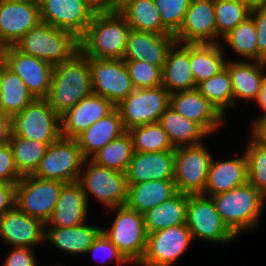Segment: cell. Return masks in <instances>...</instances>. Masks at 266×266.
Wrapping results in <instances>:
<instances>
[{"label":"cell","mask_w":266,"mask_h":266,"mask_svg":"<svg viewBox=\"0 0 266 266\" xmlns=\"http://www.w3.org/2000/svg\"><path fill=\"white\" fill-rule=\"evenodd\" d=\"M130 30L120 12L95 14L80 37V52L88 58L123 59Z\"/></svg>","instance_id":"obj_1"},{"label":"cell","mask_w":266,"mask_h":266,"mask_svg":"<svg viewBox=\"0 0 266 266\" xmlns=\"http://www.w3.org/2000/svg\"><path fill=\"white\" fill-rule=\"evenodd\" d=\"M92 92L89 58L79 52L72 60L54 66L46 99L61 116Z\"/></svg>","instance_id":"obj_2"},{"label":"cell","mask_w":266,"mask_h":266,"mask_svg":"<svg viewBox=\"0 0 266 266\" xmlns=\"http://www.w3.org/2000/svg\"><path fill=\"white\" fill-rule=\"evenodd\" d=\"M14 46L25 54L56 66L72 60L80 52V38L73 32L54 28L41 21Z\"/></svg>","instance_id":"obj_3"},{"label":"cell","mask_w":266,"mask_h":266,"mask_svg":"<svg viewBox=\"0 0 266 266\" xmlns=\"http://www.w3.org/2000/svg\"><path fill=\"white\" fill-rule=\"evenodd\" d=\"M211 197L222 221L236 236L256 227L266 198L249 182Z\"/></svg>","instance_id":"obj_4"},{"label":"cell","mask_w":266,"mask_h":266,"mask_svg":"<svg viewBox=\"0 0 266 266\" xmlns=\"http://www.w3.org/2000/svg\"><path fill=\"white\" fill-rule=\"evenodd\" d=\"M111 209H117L114 222L110 230L102 228L101 231L128 262L138 265L144 257L148 239L143 214L126 205Z\"/></svg>","instance_id":"obj_5"},{"label":"cell","mask_w":266,"mask_h":266,"mask_svg":"<svg viewBox=\"0 0 266 266\" xmlns=\"http://www.w3.org/2000/svg\"><path fill=\"white\" fill-rule=\"evenodd\" d=\"M12 134L39 142H54L62 136L61 116L46 98H35L11 118Z\"/></svg>","instance_id":"obj_6"},{"label":"cell","mask_w":266,"mask_h":266,"mask_svg":"<svg viewBox=\"0 0 266 266\" xmlns=\"http://www.w3.org/2000/svg\"><path fill=\"white\" fill-rule=\"evenodd\" d=\"M84 161L76 139L61 136L47 147L45 155L32 175L63 183L76 182Z\"/></svg>","instance_id":"obj_7"},{"label":"cell","mask_w":266,"mask_h":266,"mask_svg":"<svg viewBox=\"0 0 266 266\" xmlns=\"http://www.w3.org/2000/svg\"><path fill=\"white\" fill-rule=\"evenodd\" d=\"M89 160L85 159L78 179L86 200L91 194L108 208L125 205L128 192L126 173L101 167Z\"/></svg>","instance_id":"obj_8"},{"label":"cell","mask_w":266,"mask_h":266,"mask_svg":"<svg viewBox=\"0 0 266 266\" xmlns=\"http://www.w3.org/2000/svg\"><path fill=\"white\" fill-rule=\"evenodd\" d=\"M170 104V93L161 85L132 91L116 108L124 128L128 131L136 126L159 122Z\"/></svg>","instance_id":"obj_9"},{"label":"cell","mask_w":266,"mask_h":266,"mask_svg":"<svg viewBox=\"0 0 266 266\" xmlns=\"http://www.w3.org/2000/svg\"><path fill=\"white\" fill-rule=\"evenodd\" d=\"M65 183L57 180L24 175L16 184L15 205L31 217L45 224L51 218L62 187Z\"/></svg>","instance_id":"obj_10"},{"label":"cell","mask_w":266,"mask_h":266,"mask_svg":"<svg viewBox=\"0 0 266 266\" xmlns=\"http://www.w3.org/2000/svg\"><path fill=\"white\" fill-rule=\"evenodd\" d=\"M212 158L202 143L175 147L174 181L178 192L203 194Z\"/></svg>","instance_id":"obj_11"},{"label":"cell","mask_w":266,"mask_h":266,"mask_svg":"<svg viewBox=\"0 0 266 266\" xmlns=\"http://www.w3.org/2000/svg\"><path fill=\"white\" fill-rule=\"evenodd\" d=\"M186 224L192 238L229 243L237 237L222 221L212 197L204 194L188 195Z\"/></svg>","instance_id":"obj_12"},{"label":"cell","mask_w":266,"mask_h":266,"mask_svg":"<svg viewBox=\"0 0 266 266\" xmlns=\"http://www.w3.org/2000/svg\"><path fill=\"white\" fill-rule=\"evenodd\" d=\"M92 91L117 106L135 90L123 59L89 58Z\"/></svg>","instance_id":"obj_13"},{"label":"cell","mask_w":266,"mask_h":266,"mask_svg":"<svg viewBox=\"0 0 266 266\" xmlns=\"http://www.w3.org/2000/svg\"><path fill=\"white\" fill-rule=\"evenodd\" d=\"M192 239L187 224L149 233L147 248L139 265L171 266L186 250Z\"/></svg>","instance_id":"obj_14"},{"label":"cell","mask_w":266,"mask_h":266,"mask_svg":"<svg viewBox=\"0 0 266 266\" xmlns=\"http://www.w3.org/2000/svg\"><path fill=\"white\" fill-rule=\"evenodd\" d=\"M4 62L25 82L34 98H47L53 65L43 59L21 52L14 45L5 47Z\"/></svg>","instance_id":"obj_15"},{"label":"cell","mask_w":266,"mask_h":266,"mask_svg":"<svg viewBox=\"0 0 266 266\" xmlns=\"http://www.w3.org/2000/svg\"><path fill=\"white\" fill-rule=\"evenodd\" d=\"M36 3L40 6L42 22L73 32L79 38L95 15L84 0H36Z\"/></svg>","instance_id":"obj_16"},{"label":"cell","mask_w":266,"mask_h":266,"mask_svg":"<svg viewBox=\"0 0 266 266\" xmlns=\"http://www.w3.org/2000/svg\"><path fill=\"white\" fill-rule=\"evenodd\" d=\"M40 19V6L36 2L0 0V41L14 45Z\"/></svg>","instance_id":"obj_17"},{"label":"cell","mask_w":266,"mask_h":266,"mask_svg":"<svg viewBox=\"0 0 266 266\" xmlns=\"http://www.w3.org/2000/svg\"><path fill=\"white\" fill-rule=\"evenodd\" d=\"M177 43H218L214 0H191L184 21L174 35Z\"/></svg>","instance_id":"obj_18"},{"label":"cell","mask_w":266,"mask_h":266,"mask_svg":"<svg viewBox=\"0 0 266 266\" xmlns=\"http://www.w3.org/2000/svg\"><path fill=\"white\" fill-rule=\"evenodd\" d=\"M116 106L96 93H90L61 115L63 137L75 139L96 121L111 113Z\"/></svg>","instance_id":"obj_19"},{"label":"cell","mask_w":266,"mask_h":266,"mask_svg":"<svg viewBox=\"0 0 266 266\" xmlns=\"http://www.w3.org/2000/svg\"><path fill=\"white\" fill-rule=\"evenodd\" d=\"M45 226L42 220L27 215L15 205L0 217V237L13 247L31 248L45 240Z\"/></svg>","instance_id":"obj_20"},{"label":"cell","mask_w":266,"mask_h":266,"mask_svg":"<svg viewBox=\"0 0 266 266\" xmlns=\"http://www.w3.org/2000/svg\"><path fill=\"white\" fill-rule=\"evenodd\" d=\"M175 43L173 34H155L131 29L123 60L145 61L163 69L167 53Z\"/></svg>","instance_id":"obj_21"},{"label":"cell","mask_w":266,"mask_h":266,"mask_svg":"<svg viewBox=\"0 0 266 266\" xmlns=\"http://www.w3.org/2000/svg\"><path fill=\"white\" fill-rule=\"evenodd\" d=\"M169 106L183 117L199 124L208 134L222 124L223 116L197 88L171 93Z\"/></svg>","instance_id":"obj_22"},{"label":"cell","mask_w":266,"mask_h":266,"mask_svg":"<svg viewBox=\"0 0 266 266\" xmlns=\"http://www.w3.org/2000/svg\"><path fill=\"white\" fill-rule=\"evenodd\" d=\"M127 183L174 179V150L135 152L126 171Z\"/></svg>","instance_id":"obj_23"},{"label":"cell","mask_w":266,"mask_h":266,"mask_svg":"<svg viewBox=\"0 0 266 266\" xmlns=\"http://www.w3.org/2000/svg\"><path fill=\"white\" fill-rule=\"evenodd\" d=\"M162 85L170 94L197 88L190 65V44L176 42L169 49L162 69Z\"/></svg>","instance_id":"obj_24"},{"label":"cell","mask_w":266,"mask_h":266,"mask_svg":"<svg viewBox=\"0 0 266 266\" xmlns=\"http://www.w3.org/2000/svg\"><path fill=\"white\" fill-rule=\"evenodd\" d=\"M87 200L81 184L65 183L48 224L54 227H73L85 222Z\"/></svg>","instance_id":"obj_25"},{"label":"cell","mask_w":266,"mask_h":266,"mask_svg":"<svg viewBox=\"0 0 266 266\" xmlns=\"http://www.w3.org/2000/svg\"><path fill=\"white\" fill-rule=\"evenodd\" d=\"M248 182L247 159L245 154L239 158L210 164L204 195L215 196L230 191Z\"/></svg>","instance_id":"obj_26"},{"label":"cell","mask_w":266,"mask_h":266,"mask_svg":"<svg viewBox=\"0 0 266 266\" xmlns=\"http://www.w3.org/2000/svg\"><path fill=\"white\" fill-rule=\"evenodd\" d=\"M120 113L115 108L111 113L96 121L75 139L85 159L93 157L100 149L124 134Z\"/></svg>","instance_id":"obj_27"},{"label":"cell","mask_w":266,"mask_h":266,"mask_svg":"<svg viewBox=\"0 0 266 266\" xmlns=\"http://www.w3.org/2000/svg\"><path fill=\"white\" fill-rule=\"evenodd\" d=\"M178 193L174 179L128 183L126 206L144 214Z\"/></svg>","instance_id":"obj_28"},{"label":"cell","mask_w":266,"mask_h":266,"mask_svg":"<svg viewBox=\"0 0 266 266\" xmlns=\"http://www.w3.org/2000/svg\"><path fill=\"white\" fill-rule=\"evenodd\" d=\"M265 65L266 62L258 61L226 62L225 68L229 71L233 87L234 104L238 97L257 100L265 77L262 72Z\"/></svg>","instance_id":"obj_29"},{"label":"cell","mask_w":266,"mask_h":266,"mask_svg":"<svg viewBox=\"0 0 266 266\" xmlns=\"http://www.w3.org/2000/svg\"><path fill=\"white\" fill-rule=\"evenodd\" d=\"M45 232V239L58 249L70 253H85L91 247L94 239L102 228L86 225L73 227H50Z\"/></svg>","instance_id":"obj_30"},{"label":"cell","mask_w":266,"mask_h":266,"mask_svg":"<svg viewBox=\"0 0 266 266\" xmlns=\"http://www.w3.org/2000/svg\"><path fill=\"white\" fill-rule=\"evenodd\" d=\"M188 194L178 192L143 214L147 233L186 224Z\"/></svg>","instance_id":"obj_31"},{"label":"cell","mask_w":266,"mask_h":266,"mask_svg":"<svg viewBox=\"0 0 266 266\" xmlns=\"http://www.w3.org/2000/svg\"><path fill=\"white\" fill-rule=\"evenodd\" d=\"M174 147L198 145L208 133L197 123L183 117L172 107H168L159 119Z\"/></svg>","instance_id":"obj_32"},{"label":"cell","mask_w":266,"mask_h":266,"mask_svg":"<svg viewBox=\"0 0 266 266\" xmlns=\"http://www.w3.org/2000/svg\"><path fill=\"white\" fill-rule=\"evenodd\" d=\"M222 46L218 43L190 44V65L196 85L225 68Z\"/></svg>","instance_id":"obj_33"},{"label":"cell","mask_w":266,"mask_h":266,"mask_svg":"<svg viewBox=\"0 0 266 266\" xmlns=\"http://www.w3.org/2000/svg\"><path fill=\"white\" fill-rule=\"evenodd\" d=\"M34 99L25 82L3 62L0 108L12 118L19 114Z\"/></svg>","instance_id":"obj_34"},{"label":"cell","mask_w":266,"mask_h":266,"mask_svg":"<svg viewBox=\"0 0 266 266\" xmlns=\"http://www.w3.org/2000/svg\"><path fill=\"white\" fill-rule=\"evenodd\" d=\"M120 13L131 29L155 34H171L161 21L154 0H132Z\"/></svg>","instance_id":"obj_35"},{"label":"cell","mask_w":266,"mask_h":266,"mask_svg":"<svg viewBox=\"0 0 266 266\" xmlns=\"http://www.w3.org/2000/svg\"><path fill=\"white\" fill-rule=\"evenodd\" d=\"M8 143L12 150L16 169L24 176L36 171L47 147L53 142H39L11 135Z\"/></svg>","instance_id":"obj_36"},{"label":"cell","mask_w":266,"mask_h":266,"mask_svg":"<svg viewBox=\"0 0 266 266\" xmlns=\"http://www.w3.org/2000/svg\"><path fill=\"white\" fill-rule=\"evenodd\" d=\"M133 142L126 131L112 142H109L90 159L101 167L126 173L133 157Z\"/></svg>","instance_id":"obj_37"},{"label":"cell","mask_w":266,"mask_h":266,"mask_svg":"<svg viewBox=\"0 0 266 266\" xmlns=\"http://www.w3.org/2000/svg\"><path fill=\"white\" fill-rule=\"evenodd\" d=\"M199 92L224 117L225 108L234 106V94L229 71L223 68L218 74L197 85Z\"/></svg>","instance_id":"obj_38"},{"label":"cell","mask_w":266,"mask_h":266,"mask_svg":"<svg viewBox=\"0 0 266 266\" xmlns=\"http://www.w3.org/2000/svg\"><path fill=\"white\" fill-rule=\"evenodd\" d=\"M135 152H163L174 150L168 134L159 122L136 126L128 130Z\"/></svg>","instance_id":"obj_39"},{"label":"cell","mask_w":266,"mask_h":266,"mask_svg":"<svg viewBox=\"0 0 266 266\" xmlns=\"http://www.w3.org/2000/svg\"><path fill=\"white\" fill-rule=\"evenodd\" d=\"M222 38L238 55L258 61L257 31L251 15Z\"/></svg>","instance_id":"obj_40"},{"label":"cell","mask_w":266,"mask_h":266,"mask_svg":"<svg viewBox=\"0 0 266 266\" xmlns=\"http://www.w3.org/2000/svg\"><path fill=\"white\" fill-rule=\"evenodd\" d=\"M217 37L225 36L250 16V10L240 0H214Z\"/></svg>","instance_id":"obj_41"},{"label":"cell","mask_w":266,"mask_h":266,"mask_svg":"<svg viewBox=\"0 0 266 266\" xmlns=\"http://www.w3.org/2000/svg\"><path fill=\"white\" fill-rule=\"evenodd\" d=\"M244 154L247 159L248 182L266 197V146L251 140Z\"/></svg>","instance_id":"obj_42"},{"label":"cell","mask_w":266,"mask_h":266,"mask_svg":"<svg viewBox=\"0 0 266 266\" xmlns=\"http://www.w3.org/2000/svg\"><path fill=\"white\" fill-rule=\"evenodd\" d=\"M135 89L162 85V69L145 61L124 60Z\"/></svg>","instance_id":"obj_43"},{"label":"cell","mask_w":266,"mask_h":266,"mask_svg":"<svg viewBox=\"0 0 266 266\" xmlns=\"http://www.w3.org/2000/svg\"><path fill=\"white\" fill-rule=\"evenodd\" d=\"M163 26L175 35L182 26L191 0H154Z\"/></svg>","instance_id":"obj_44"},{"label":"cell","mask_w":266,"mask_h":266,"mask_svg":"<svg viewBox=\"0 0 266 266\" xmlns=\"http://www.w3.org/2000/svg\"><path fill=\"white\" fill-rule=\"evenodd\" d=\"M22 177L16 169L9 143L0 145V181L17 184Z\"/></svg>","instance_id":"obj_45"},{"label":"cell","mask_w":266,"mask_h":266,"mask_svg":"<svg viewBox=\"0 0 266 266\" xmlns=\"http://www.w3.org/2000/svg\"><path fill=\"white\" fill-rule=\"evenodd\" d=\"M257 31L258 62H266V7L250 10Z\"/></svg>","instance_id":"obj_46"},{"label":"cell","mask_w":266,"mask_h":266,"mask_svg":"<svg viewBox=\"0 0 266 266\" xmlns=\"http://www.w3.org/2000/svg\"><path fill=\"white\" fill-rule=\"evenodd\" d=\"M107 251V252H106ZM106 252L110 254L111 259H116L119 264L128 263L124 256L117 250V247L101 231L94 239L87 253Z\"/></svg>","instance_id":"obj_47"},{"label":"cell","mask_w":266,"mask_h":266,"mask_svg":"<svg viewBox=\"0 0 266 266\" xmlns=\"http://www.w3.org/2000/svg\"><path fill=\"white\" fill-rule=\"evenodd\" d=\"M3 266H37L31 248L13 247Z\"/></svg>","instance_id":"obj_48"},{"label":"cell","mask_w":266,"mask_h":266,"mask_svg":"<svg viewBox=\"0 0 266 266\" xmlns=\"http://www.w3.org/2000/svg\"><path fill=\"white\" fill-rule=\"evenodd\" d=\"M16 184L0 181V217L15 206Z\"/></svg>","instance_id":"obj_49"},{"label":"cell","mask_w":266,"mask_h":266,"mask_svg":"<svg viewBox=\"0 0 266 266\" xmlns=\"http://www.w3.org/2000/svg\"><path fill=\"white\" fill-rule=\"evenodd\" d=\"M252 133L253 142L266 146V115L261 116V119L255 122Z\"/></svg>","instance_id":"obj_50"},{"label":"cell","mask_w":266,"mask_h":266,"mask_svg":"<svg viewBox=\"0 0 266 266\" xmlns=\"http://www.w3.org/2000/svg\"><path fill=\"white\" fill-rule=\"evenodd\" d=\"M11 134V118L0 108V145L8 143Z\"/></svg>","instance_id":"obj_51"},{"label":"cell","mask_w":266,"mask_h":266,"mask_svg":"<svg viewBox=\"0 0 266 266\" xmlns=\"http://www.w3.org/2000/svg\"><path fill=\"white\" fill-rule=\"evenodd\" d=\"M94 14L113 13V0H84Z\"/></svg>","instance_id":"obj_52"},{"label":"cell","mask_w":266,"mask_h":266,"mask_svg":"<svg viewBox=\"0 0 266 266\" xmlns=\"http://www.w3.org/2000/svg\"><path fill=\"white\" fill-rule=\"evenodd\" d=\"M257 102L260 105V107L266 111V75L264 77V80L262 82L261 91L258 95ZM266 115V113H264Z\"/></svg>","instance_id":"obj_53"},{"label":"cell","mask_w":266,"mask_h":266,"mask_svg":"<svg viewBox=\"0 0 266 266\" xmlns=\"http://www.w3.org/2000/svg\"><path fill=\"white\" fill-rule=\"evenodd\" d=\"M249 10L266 7V0H240Z\"/></svg>","instance_id":"obj_54"},{"label":"cell","mask_w":266,"mask_h":266,"mask_svg":"<svg viewBox=\"0 0 266 266\" xmlns=\"http://www.w3.org/2000/svg\"><path fill=\"white\" fill-rule=\"evenodd\" d=\"M132 0H113V13L120 12Z\"/></svg>","instance_id":"obj_55"},{"label":"cell","mask_w":266,"mask_h":266,"mask_svg":"<svg viewBox=\"0 0 266 266\" xmlns=\"http://www.w3.org/2000/svg\"><path fill=\"white\" fill-rule=\"evenodd\" d=\"M5 45L0 41V64L4 62Z\"/></svg>","instance_id":"obj_56"},{"label":"cell","mask_w":266,"mask_h":266,"mask_svg":"<svg viewBox=\"0 0 266 266\" xmlns=\"http://www.w3.org/2000/svg\"><path fill=\"white\" fill-rule=\"evenodd\" d=\"M3 83V63L0 64V91Z\"/></svg>","instance_id":"obj_57"},{"label":"cell","mask_w":266,"mask_h":266,"mask_svg":"<svg viewBox=\"0 0 266 266\" xmlns=\"http://www.w3.org/2000/svg\"><path fill=\"white\" fill-rule=\"evenodd\" d=\"M19 1L36 2V0H19Z\"/></svg>","instance_id":"obj_58"}]
</instances>
